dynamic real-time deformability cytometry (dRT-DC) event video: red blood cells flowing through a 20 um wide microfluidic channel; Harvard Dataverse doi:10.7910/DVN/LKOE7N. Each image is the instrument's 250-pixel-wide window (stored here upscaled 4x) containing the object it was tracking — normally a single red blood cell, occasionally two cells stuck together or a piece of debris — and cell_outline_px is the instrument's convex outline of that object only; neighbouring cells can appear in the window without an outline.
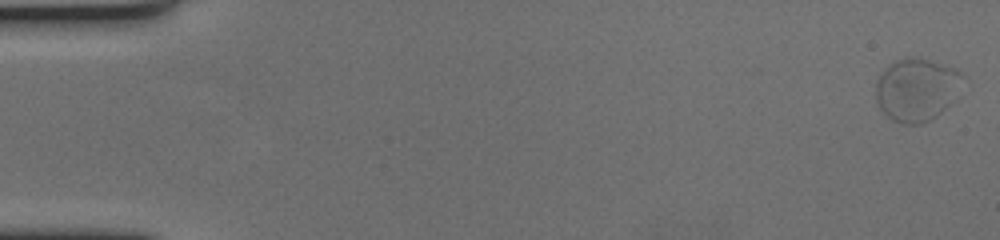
{"species": "human", "species_latin": "Homo sapiens", "temperature_condition": "cold", "stored_images_in_passage": 61, "camera_frame_rate_fps": 3000, "um_per_image_px": 0.085, "donor": {"sex": "female"}, "frame": {"image": 1, "passage_image": 1, "time_ms": 0.0, "image_size_px": [1000, 240], "cell_outline_px": [[968, 80], [960, 96], [956, 100], [936, 116], [920, 124], [904, 124], [892, 120], [880, 108], [876, 100], [876, 80], [880, 72], [888, 64], [896, 60], [908, 56], [916, 56], [956, 68]], "centroid_in_image_um": [77.99, 7.58], "position_along_channel_um": 7.0, "area_um2": 32.89}}
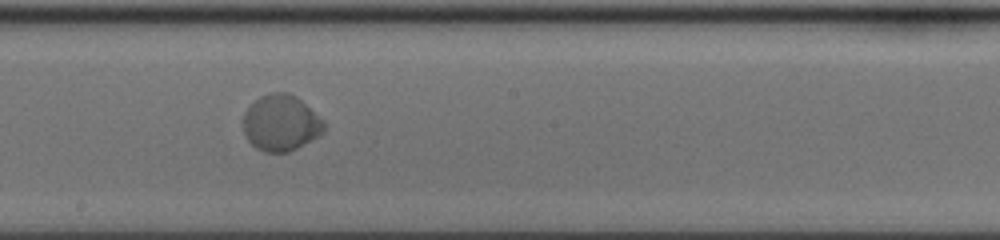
{"frame": {"image": 2, "passage_image": 35, "time_ms": 11.333, "image_size_px": [1000, 240], "cell_outline_px": [[324, 132], [320, 136], [288, 152], [264, 152], [256, 148], [248, 140], [244, 132], [244, 112], [260, 96], [272, 92], [288, 92], [296, 96], [324, 120]], "centroid_in_image_um": [23.89, 10.45], "position_along_channel_um": 224.3, "area_um2": 26.36}}
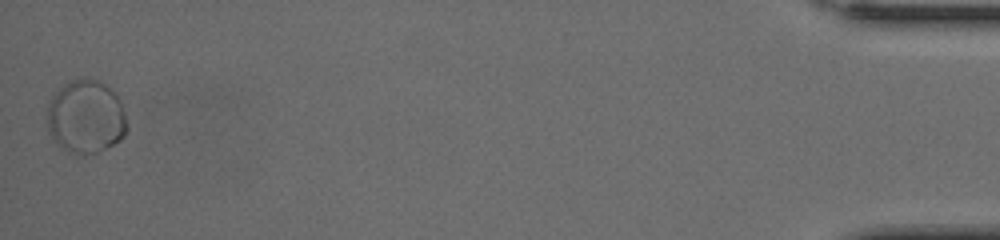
{"frame": {"image": 3, "passage_image": 61, "time_ms": 20.0, "image_size_px": [1000, 240], "cell_outline_px": [[128, 128], [124, 136], [120, 140], [96, 152], [84, 156], [68, 152], [60, 148], [52, 136], [48, 128], [48, 104], [52, 96], [68, 80], [84, 76], [92, 76], [100, 80], [112, 88], [116, 92], [120, 100], [128, 124]], "centroid_in_image_um": [7.32, 9.88], "position_along_channel_um": 427.9, "area_um2": 34.85}, "authors_computed_cell_mechanics": {"area_um2": 27.9752, "velocity_mm_per_s": 3.4071, "shape_relaxation_time_tau1_ms": 3.7879, "shape_relaxation_time_tau2_ms": null, "deformation_change_tau1": 0.0534, "deformation_change_tau2": null}}